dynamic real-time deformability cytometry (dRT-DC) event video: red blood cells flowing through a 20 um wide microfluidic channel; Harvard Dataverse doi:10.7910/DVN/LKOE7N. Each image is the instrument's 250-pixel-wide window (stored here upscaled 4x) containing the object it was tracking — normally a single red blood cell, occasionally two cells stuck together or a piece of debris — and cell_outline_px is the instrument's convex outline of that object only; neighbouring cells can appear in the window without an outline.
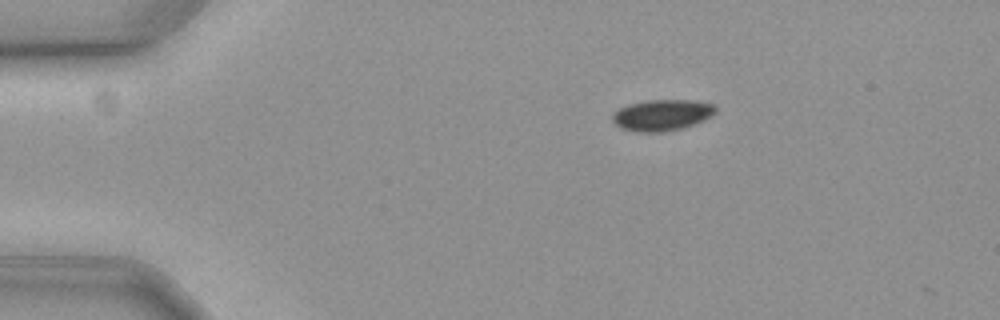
{"species": "common noctule bat (a hibernating species)", "species_latin": "Nyctalus noctula", "temperature_condition": "cold", "stored_images_in_passage": 3, "camera_frame_rate_fps": 3000, "um_per_image_px": 0.085, "animal": {"sex": "female", "body_mass_g": 19.3, "forearm_length_mm": 54.1}, "frame": {"image": 1, "passage_image": 1, "time_ms": 0.0, "image_size_px": [1000, 320], "cell_outline_px": [[716, 112], [712, 116], [704, 120], [680, 128], [660, 132], [636, 132], [620, 128], [612, 120], [612, 112], [628, 104], [648, 100], [696, 100], [716, 104]], "centroid_in_image_um": [56.27, 9.77], "position_along_channel_um": 28.7, "area_um2": 18.84}}